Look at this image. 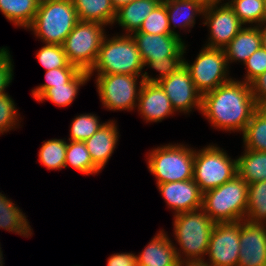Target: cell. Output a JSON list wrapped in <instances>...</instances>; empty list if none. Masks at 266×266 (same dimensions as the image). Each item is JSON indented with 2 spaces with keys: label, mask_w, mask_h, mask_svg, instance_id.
Listing matches in <instances>:
<instances>
[{
  "label": "cell",
  "mask_w": 266,
  "mask_h": 266,
  "mask_svg": "<svg viewBox=\"0 0 266 266\" xmlns=\"http://www.w3.org/2000/svg\"><path fill=\"white\" fill-rule=\"evenodd\" d=\"M256 111L250 84L236 78L202 95L200 112L217 130L241 134Z\"/></svg>",
  "instance_id": "obj_1"
},
{
  "label": "cell",
  "mask_w": 266,
  "mask_h": 266,
  "mask_svg": "<svg viewBox=\"0 0 266 266\" xmlns=\"http://www.w3.org/2000/svg\"><path fill=\"white\" fill-rule=\"evenodd\" d=\"M174 240L179 261L205 260L216 223L201 208L173 215Z\"/></svg>",
  "instance_id": "obj_2"
},
{
  "label": "cell",
  "mask_w": 266,
  "mask_h": 266,
  "mask_svg": "<svg viewBox=\"0 0 266 266\" xmlns=\"http://www.w3.org/2000/svg\"><path fill=\"white\" fill-rule=\"evenodd\" d=\"M106 35L99 49L97 60L88 72L90 78L96 75L126 74L143 75L145 69L140 52L129 34Z\"/></svg>",
  "instance_id": "obj_3"
},
{
  "label": "cell",
  "mask_w": 266,
  "mask_h": 266,
  "mask_svg": "<svg viewBox=\"0 0 266 266\" xmlns=\"http://www.w3.org/2000/svg\"><path fill=\"white\" fill-rule=\"evenodd\" d=\"M248 184L238 175L217 188L203 193L202 209L214 223L245 220Z\"/></svg>",
  "instance_id": "obj_4"
},
{
  "label": "cell",
  "mask_w": 266,
  "mask_h": 266,
  "mask_svg": "<svg viewBox=\"0 0 266 266\" xmlns=\"http://www.w3.org/2000/svg\"><path fill=\"white\" fill-rule=\"evenodd\" d=\"M78 22L72 0H53L39 4L27 29L44 44L62 45Z\"/></svg>",
  "instance_id": "obj_5"
},
{
  "label": "cell",
  "mask_w": 266,
  "mask_h": 266,
  "mask_svg": "<svg viewBox=\"0 0 266 266\" xmlns=\"http://www.w3.org/2000/svg\"><path fill=\"white\" fill-rule=\"evenodd\" d=\"M147 168L156 184L193 179L194 148L172 144L157 146L147 153Z\"/></svg>",
  "instance_id": "obj_6"
},
{
  "label": "cell",
  "mask_w": 266,
  "mask_h": 266,
  "mask_svg": "<svg viewBox=\"0 0 266 266\" xmlns=\"http://www.w3.org/2000/svg\"><path fill=\"white\" fill-rule=\"evenodd\" d=\"M236 175L237 159H232L217 144L194 149L193 180L203 193L221 186Z\"/></svg>",
  "instance_id": "obj_7"
},
{
  "label": "cell",
  "mask_w": 266,
  "mask_h": 266,
  "mask_svg": "<svg viewBox=\"0 0 266 266\" xmlns=\"http://www.w3.org/2000/svg\"><path fill=\"white\" fill-rule=\"evenodd\" d=\"M106 26L97 22L79 21L62 44L70 64L89 72L94 66Z\"/></svg>",
  "instance_id": "obj_8"
},
{
  "label": "cell",
  "mask_w": 266,
  "mask_h": 266,
  "mask_svg": "<svg viewBox=\"0 0 266 266\" xmlns=\"http://www.w3.org/2000/svg\"><path fill=\"white\" fill-rule=\"evenodd\" d=\"M95 77L97 92L104 108L109 111L128 112L136 109L144 83L142 76L108 74Z\"/></svg>",
  "instance_id": "obj_9"
},
{
  "label": "cell",
  "mask_w": 266,
  "mask_h": 266,
  "mask_svg": "<svg viewBox=\"0 0 266 266\" xmlns=\"http://www.w3.org/2000/svg\"><path fill=\"white\" fill-rule=\"evenodd\" d=\"M184 66L188 69L196 89L202 95L233 78L229 76L230 67L227 65L224 49L203 46L191 64L188 60L186 61L184 55Z\"/></svg>",
  "instance_id": "obj_10"
},
{
  "label": "cell",
  "mask_w": 266,
  "mask_h": 266,
  "mask_svg": "<svg viewBox=\"0 0 266 266\" xmlns=\"http://www.w3.org/2000/svg\"><path fill=\"white\" fill-rule=\"evenodd\" d=\"M202 17V24L209 29L204 46L209 48L224 49L245 26L227 1L205 8Z\"/></svg>",
  "instance_id": "obj_11"
},
{
  "label": "cell",
  "mask_w": 266,
  "mask_h": 266,
  "mask_svg": "<svg viewBox=\"0 0 266 266\" xmlns=\"http://www.w3.org/2000/svg\"><path fill=\"white\" fill-rule=\"evenodd\" d=\"M240 221L216 223L209 239L207 260L210 266H238Z\"/></svg>",
  "instance_id": "obj_12"
},
{
  "label": "cell",
  "mask_w": 266,
  "mask_h": 266,
  "mask_svg": "<svg viewBox=\"0 0 266 266\" xmlns=\"http://www.w3.org/2000/svg\"><path fill=\"white\" fill-rule=\"evenodd\" d=\"M158 83L176 112L189 114L194 109L201 111L202 94L196 89L190 73L184 65Z\"/></svg>",
  "instance_id": "obj_13"
},
{
  "label": "cell",
  "mask_w": 266,
  "mask_h": 266,
  "mask_svg": "<svg viewBox=\"0 0 266 266\" xmlns=\"http://www.w3.org/2000/svg\"><path fill=\"white\" fill-rule=\"evenodd\" d=\"M143 63L151 60L166 59L168 56H184L188 47L179 35L175 34H148L133 32Z\"/></svg>",
  "instance_id": "obj_14"
},
{
  "label": "cell",
  "mask_w": 266,
  "mask_h": 266,
  "mask_svg": "<svg viewBox=\"0 0 266 266\" xmlns=\"http://www.w3.org/2000/svg\"><path fill=\"white\" fill-rule=\"evenodd\" d=\"M238 266H266V224L240 221Z\"/></svg>",
  "instance_id": "obj_15"
},
{
  "label": "cell",
  "mask_w": 266,
  "mask_h": 266,
  "mask_svg": "<svg viewBox=\"0 0 266 266\" xmlns=\"http://www.w3.org/2000/svg\"><path fill=\"white\" fill-rule=\"evenodd\" d=\"M167 207L173 214L202 208L203 192L193 179L173 181L156 185Z\"/></svg>",
  "instance_id": "obj_16"
},
{
  "label": "cell",
  "mask_w": 266,
  "mask_h": 266,
  "mask_svg": "<svg viewBox=\"0 0 266 266\" xmlns=\"http://www.w3.org/2000/svg\"><path fill=\"white\" fill-rule=\"evenodd\" d=\"M138 114L147 123L162 122L177 113L158 82H144L137 104Z\"/></svg>",
  "instance_id": "obj_17"
},
{
  "label": "cell",
  "mask_w": 266,
  "mask_h": 266,
  "mask_svg": "<svg viewBox=\"0 0 266 266\" xmlns=\"http://www.w3.org/2000/svg\"><path fill=\"white\" fill-rule=\"evenodd\" d=\"M119 136L116 121L108 120L94 135L84 141L93 164L100 171L106 167V163L112 157Z\"/></svg>",
  "instance_id": "obj_18"
},
{
  "label": "cell",
  "mask_w": 266,
  "mask_h": 266,
  "mask_svg": "<svg viewBox=\"0 0 266 266\" xmlns=\"http://www.w3.org/2000/svg\"><path fill=\"white\" fill-rule=\"evenodd\" d=\"M165 232L158 231L145 248L138 253V265L145 266H178L179 259L174 242Z\"/></svg>",
  "instance_id": "obj_19"
},
{
  "label": "cell",
  "mask_w": 266,
  "mask_h": 266,
  "mask_svg": "<svg viewBox=\"0 0 266 266\" xmlns=\"http://www.w3.org/2000/svg\"><path fill=\"white\" fill-rule=\"evenodd\" d=\"M261 47V34L258 26H244L224 48L228 67L230 63L241 64Z\"/></svg>",
  "instance_id": "obj_20"
},
{
  "label": "cell",
  "mask_w": 266,
  "mask_h": 266,
  "mask_svg": "<svg viewBox=\"0 0 266 266\" xmlns=\"http://www.w3.org/2000/svg\"><path fill=\"white\" fill-rule=\"evenodd\" d=\"M160 3V0H134L116 10L114 23L124 30L122 34L131 35Z\"/></svg>",
  "instance_id": "obj_21"
},
{
  "label": "cell",
  "mask_w": 266,
  "mask_h": 266,
  "mask_svg": "<svg viewBox=\"0 0 266 266\" xmlns=\"http://www.w3.org/2000/svg\"><path fill=\"white\" fill-rule=\"evenodd\" d=\"M204 7L199 3L192 0H167L166 1V10L168 13L170 30L173 34L181 35L176 32L175 28L179 27L180 30L188 32L190 28H193L196 23V16H203ZM173 24V25H172Z\"/></svg>",
  "instance_id": "obj_22"
},
{
  "label": "cell",
  "mask_w": 266,
  "mask_h": 266,
  "mask_svg": "<svg viewBox=\"0 0 266 266\" xmlns=\"http://www.w3.org/2000/svg\"><path fill=\"white\" fill-rule=\"evenodd\" d=\"M79 21L114 25L116 10L111 0H72Z\"/></svg>",
  "instance_id": "obj_23"
},
{
  "label": "cell",
  "mask_w": 266,
  "mask_h": 266,
  "mask_svg": "<svg viewBox=\"0 0 266 266\" xmlns=\"http://www.w3.org/2000/svg\"><path fill=\"white\" fill-rule=\"evenodd\" d=\"M21 210L8 196L0 192V228L28 238L33 236V229Z\"/></svg>",
  "instance_id": "obj_24"
},
{
  "label": "cell",
  "mask_w": 266,
  "mask_h": 266,
  "mask_svg": "<svg viewBox=\"0 0 266 266\" xmlns=\"http://www.w3.org/2000/svg\"><path fill=\"white\" fill-rule=\"evenodd\" d=\"M237 157V175L247 184L266 180V152L244 148Z\"/></svg>",
  "instance_id": "obj_25"
},
{
  "label": "cell",
  "mask_w": 266,
  "mask_h": 266,
  "mask_svg": "<svg viewBox=\"0 0 266 266\" xmlns=\"http://www.w3.org/2000/svg\"><path fill=\"white\" fill-rule=\"evenodd\" d=\"M90 76L87 71L81 70L69 83L63 85H53L49 88L37 102L44 100L51 101L59 107H66L76 99L79 89L89 81Z\"/></svg>",
  "instance_id": "obj_26"
},
{
  "label": "cell",
  "mask_w": 266,
  "mask_h": 266,
  "mask_svg": "<svg viewBox=\"0 0 266 266\" xmlns=\"http://www.w3.org/2000/svg\"><path fill=\"white\" fill-rule=\"evenodd\" d=\"M37 0H0V12L14 26L26 29L36 16Z\"/></svg>",
  "instance_id": "obj_27"
},
{
  "label": "cell",
  "mask_w": 266,
  "mask_h": 266,
  "mask_svg": "<svg viewBox=\"0 0 266 266\" xmlns=\"http://www.w3.org/2000/svg\"><path fill=\"white\" fill-rule=\"evenodd\" d=\"M72 167L83 175H96L101 172L91 160L84 141H67L65 169Z\"/></svg>",
  "instance_id": "obj_28"
},
{
  "label": "cell",
  "mask_w": 266,
  "mask_h": 266,
  "mask_svg": "<svg viewBox=\"0 0 266 266\" xmlns=\"http://www.w3.org/2000/svg\"><path fill=\"white\" fill-rule=\"evenodd\" d=\"M245 220L251 223L266 224V180L248 184Z\"/></svg>",
  "instance_id": "obj_29"
},
{
  "label": "cell",
  "mask_w": 266,
  "mask_h": 266,
  "mask_svg": "<svg viewBox=\"0 0 266 266\" xmlns=\"http://www.w3.org/2000/svg\"><path fill=\"white\" fill-rule=\"evenodd\" d=\"M67 141L63 139H50L43 141L38 152V161L48 170H61L65 168Z\"/></svg>",
  "instance_id": "obj_30"
},
{
  "label": "cell",
  "mask_w": 266,
  "mask_h": 266,
  "mask_svg": "<svg viewBox=\"0 0 266 266\" xmlns=\"http://www.w3.org/2000/svg\"><path fill=\"white\" fill-rule=\"evenodd\" d=\"M244 148L266 152V119L256 111L242 132Z\"/></svg>",
  "instance_id": "obj_31"
},
{
  "label": "cell",
  "mask_w": 266,
  "mask_h": 266,
  "mask_svg": "<svg viewBox=\"0 0 266 266\" xmlns=\"http://www.w3.org/2000/svg\"><path fill=\"white\" fill-rule=\"evenodd\" d=\"M238 19L247 26H258L265 21L264 0H227Z\"/></svg>",
  "instance_id": "obj_32"
},
{
  "label": "cell",
  "mask_w": 266,
  "mask_h": 266,
  "mask_svg": "<svg viewBox=\"0 0 266 266\" xmlns=\"http://www.w3.org/2000/svg\"><path fill=\"white\" fill-rule=\"evenodd\" d=\"M105 123L96 114L83 113L72 119L68 141H85L94 135Z\"/></svg>",
  "instance_id": "obj_33"
},
{
  "label": "cell",
  "mask_w": 266,
  "mask_h": 266,
  "mask_svg": "<svg viewBox=\"0 0 266 266\" xmlns=\"http://www.w3.org/2000/svg\"><path fill=\"white\" fill-rule=\"evenodd\" d=\"M80 71L78 67H62L46 71V82L33 88V98L37 101L49 88H52L53 85L69 83Z\"/></svg>",
  "instance_id": "obj_34"
},
{
  "label": "cell",
  "mask_w": 266,
  "mask_h": 266,
  "mask_svg": "<svg viewBox=\"0 0 266 266\" xmlns=\"http://www.w3.org/2000/svg\"><path fill=\"white\" fill-rule=\"evenodd\" d=\"M148 34H173L170 30L166 1L161 2L143 21L138 31Z\"/></svg>",
  "instance_id": "obj_35"
},
{
  "label": "cell",
  "mask_w": 266,
  "mask_h": 266,
  "mask_svg": "<svg viewBox=\"0 0 266 266\" xmlns=\"http://www.w3.org/2000/svg\"><path fill=\"white\" fill-rule=\"evenodd\" d=\"M36 58L46 71L62 67H77L69 63L62 45L45 43L36 52Z\"/></svg>",
  "instance_id": "obj_36"
},
{
  "label": "cell",
  "mask_w": 266,
  "mask_h": 266,
  "mask_svg": "<svg viewBox=\"0 0 266 266\" xmlns=\"http://www.w3.org/2000/svg\"><path fill=\"white\" fill-rule=\"evenodd\" d=\"M143 64L144 67L148 66L159 73L156 77H152L148 72H143L142 78L144 82H159L161 79L169 77L171 73L177 71L184 65V56H168L166 59H154Z\"/></svg>",
  "instance_id": "obj_37"
},
{
  "label": "cell",
  "mask_w": 266,
  "mask_h": 266,
  "mask_svg": "<svg viewBox=\"0 0 266 266\" xmlns=\"http://www.w3.org/2000/svg\"><path fill=\"white\" fill-rule=\"evenodd\" d=\"M18 112L14 100L8 93L0 95V135L19 128L22 118Z\"/></svg>",
  "instance_id": "obj_38"
},
{
  "label": "cell",
  "mask_w": 266,
  "mask_h": 266,
  "mask_svg": "<svg viewBox=\"0 0 266 266\" xmlns=\"http://www.w3.org/2000/svg\"><path fill=\"white\" fill-rule=\"evenodd\" d=\"M246 74L242 81L250 84L255 78L266 71V50L261 46L243 64Z\"/></svg>",
  "instance_id": "obj_39"
},
{
  "label": "cell",
  "mask_w": 266,
  "mask_h": 266,
  "mask_svg": "<svg viewBox=\"0 0 266 266\" xmlns=\"http://www.w3.org/2000/svg\"><path fill=\"white\" fill-rule=\"evenodd\" d=\"M10 55V51L7 48L5 52L0 56V95L7 93L6 89L11 85L14 76V63Z\"/></svg>",
  "instance_id": "obj_40"
},
{
  "label": "cell",
  "mask_w": 266,
  "mask_h": 266,
  "mask_svg": "<svg viewBox=\"0 0 266 266\" xmlns=\"http://www.w3.org/2000/svg\"><path fill=\"white\" fill-rule=\"evenodd\" d=\"M137 254L130 252L114 253L107 259V266H137Z\"/></svg>",
  "instance_id": "obj_41"
},
{
  "label": "cell",
  "mask_w": 266,
  "mask_h": 266,
  "mask_svg": "<svg viewBox=\"0 0 266 266\" xmlns=\"http://www.w3.org/2000/svg\"><path fill=\"white\" fill-rule=\"evenodd\" d=\"M252 95L256 103H262L266 101V71L255 78L251 83Z\"/></svg>",
  "instance_id": "obj_42"
},
{
  "label": "cell",
  "mask_w": 266,
  "mask_h": 266,
  "mask_svg": "<svg viewBox=\"0 0 266 266\" xmlns=\"http://www.w3.org/2000/svg\"><path fill=\"white\" fill-rule=\"evenodd\" d=\"M178 266H210L204 260L179 261Z\"/></svg>",
  "instance_id": "obj_43"
},
{
  "label": "cell",
  "mask_w": 266,
  "mask_h": 266,
  "mask_svg": "<svg viewBox=\"0 0 266 266\" xmlns=\"http://www.w3.org/2000/svg\"><path fill=\"white\" fill-rule=\"evenodd\" d=\"M261 34V46L266 50V21L258 25Z\"/></svg>",
  "instance_id": "obj_44"
},
{
  "label": "cell",
  "mask_w": 266,
  "mask_h": 266,
  "mask_svg": "<svg viewBox=\"0 0 266 266\" xmlns=\"http://www.w3.org/2000/svg\"><path fill=\"white\" fill-rule=\"evenodd\" d=\"M192 1L199 3L204 8H208L213 5L222 3V1L224 2V0H192Z\"/></svg>",
  "instance_id": "obj_45"
},
{
  "label": "cell",
  "mask_w": 266,
  "mask_h": 266,
  "mask_svg": "<svg viewBox=\"0 0 266 266\" xmlns=\"http://www.w3.org/2000/svg\"><path fill=\"white\" fill-rule=\"evenodd\" d=\"M132 1L134 0H111L115 10H118L120 7L131 3Z\"/></svg>",
  "instance_id": "obj_46"
},
{
  "label": "cell",
  "mask_w": 266,
  "mask_h": 266,
  "mask_svg": "<svg viewBox=\"0 0 266 266\" xmlns=\"http://www.w3.org/2000/svg\"><path fill=\"white\" fill-rule=\"evenodd\" d=\"M257 111L266 119V101L257 104Z\"/></svg>",
  "instance_id": "obj_47"
},
{
  "label": "cell",
  "mask_w": 266,
  "mask_h": 266,
  "mask_svg": "<svg viewBox=\"0 0 266 266\" xmlns=\"http://www.w3.org/2000/svg\"><path fill=\"white\" fill-rule=\"evenodd\" d=\"M6 49H7V46L6 47L2 46V48L0 47V56L5 52Z\"/></svg>",
  "instance_id": "obj_48"
},
{
  "label": "cell",
  "mask_w": 266,
  "mask_h": 266,
  "mask_svg": "<svg viewBox=\"0 0 266 266\" xmlns=\"http://www.w3.org/2000/svg\"><path fill=\"white\" fill-rule=\"evenodd\" d=\"M48 1H53V0H37V2H38L39 4L44 3V2H48Z\"/></svg>",
  "instance_id": "obj_49"
},
{
  "label": "cell",
  "mask_w": 266,
  "mask_h": 266,
  "mask_svg": "<svg viewBox=\"0 0 266 266\" xmlns=\"http://www.w3.org/2000/svg\"><path fill=\"white\" fill-rule=\"evenodd\" d=\"M264 14H265V21H266V0H264Z\"/></svg>",
  "instance_id": "obj_50"
}]
</instances>
